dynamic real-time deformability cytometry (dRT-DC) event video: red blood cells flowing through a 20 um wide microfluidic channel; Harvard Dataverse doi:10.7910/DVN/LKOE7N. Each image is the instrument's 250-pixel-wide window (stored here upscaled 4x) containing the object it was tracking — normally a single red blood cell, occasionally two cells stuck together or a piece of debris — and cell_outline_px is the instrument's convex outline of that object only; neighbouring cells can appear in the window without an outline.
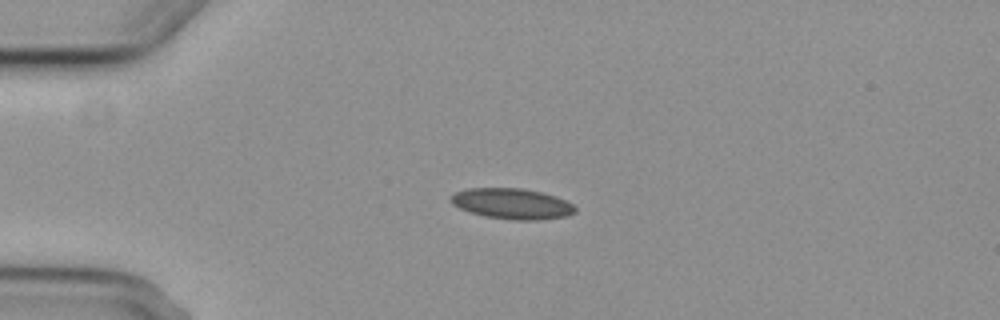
{"species": "common noctule bat (a hibernating species)", "species_latin": "Nyctalus noctula", "temperature_condition": "cold", "stored_images_in_passage": 4, "camera_frame_rate_fps": 3000, "um_per_image_px": 0.085, "animal": {"sex": "female", "body_mass_g": 29.2, "forearm_length_mm": 56.3}, "frame": {"image": 1, "passage_image": 3, "time_ms": 3.333, "image_size_px": [1000, 320], "cell_outline_px": [[576, 212], [568, 216], [540, 220], [512, 220], [484, 216], [460, 208], [452, 204], [448, 200], [448, 196], [456, 192], [468, 188], [524, 188], [556, 196], [572, 204], [576, 208]], "centroid_in_image_um": [43.51, 17.31], "position_along_channel_um": 41.5, "area_um2": 22.37}}